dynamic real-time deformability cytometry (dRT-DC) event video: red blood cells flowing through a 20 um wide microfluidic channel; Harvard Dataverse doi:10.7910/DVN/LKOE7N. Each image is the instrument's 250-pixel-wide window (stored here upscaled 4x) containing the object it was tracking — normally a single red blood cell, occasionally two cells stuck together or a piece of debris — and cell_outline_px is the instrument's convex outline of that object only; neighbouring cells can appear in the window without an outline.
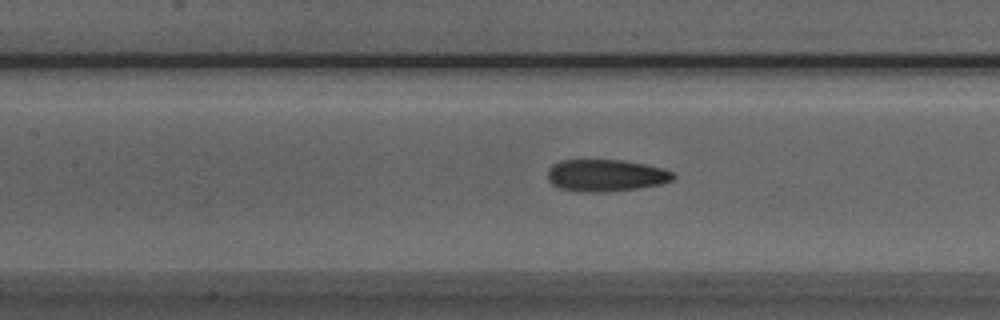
{"species": "Egyptian fruit bat (a non-hibernating species)", "species_latin": "Rousettus aegyptiacus", "temperature_condition": "room temperature", "stored_images_in_passage": 51, "camera_frame_rate_fps": 3000, "um_per_image_px": 0.085, "animal": {"sex": "male"}, "frame": {"image": 1, "passage_image": 22, "time_ms": 7.0, "image_size_px": [1000, 320], "cell_outline_px": [[676, 176], [672, 180], [660, 184], [636, 188], [604, 192], [580, 192], [560, 188], [552, 184], [548, 180], [548, 168], [552, 164], [560, 160], [620, 160], [644, 164], [660, 168], [672, 172]], "centroid_in_image_um": [51.44, 14.91], "position_along_channel_um": 156.0, "area_um2": 23.29}}
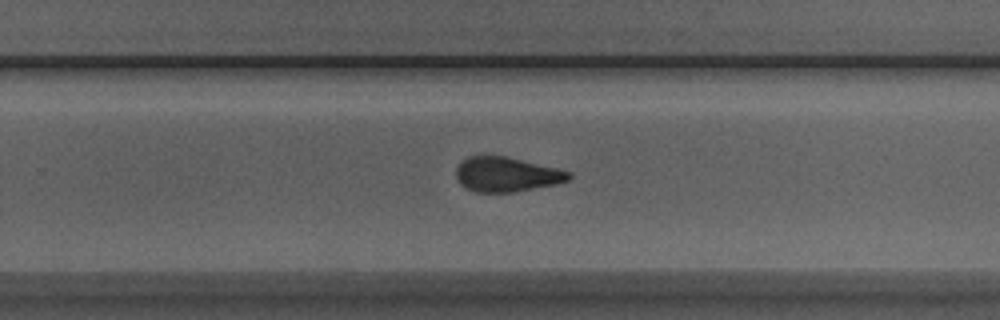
{"frame": {"image": 2, "passage_image": 32, "time_ms": 10.333, "image_size_px": [1000, 320], "cell_outline_px": [[572, 176], [568, 180], [556, 184], [512, 192], [476, 192], [460, 184], [456, 180], [456, 168], [460, 160], [468, 156], [504, 156], [556, 168], [572, 172]], "centroid_in_image_um": [43.02, 14.82], "position_along_channel_um": 286.8, "area_um2": 22.66}}
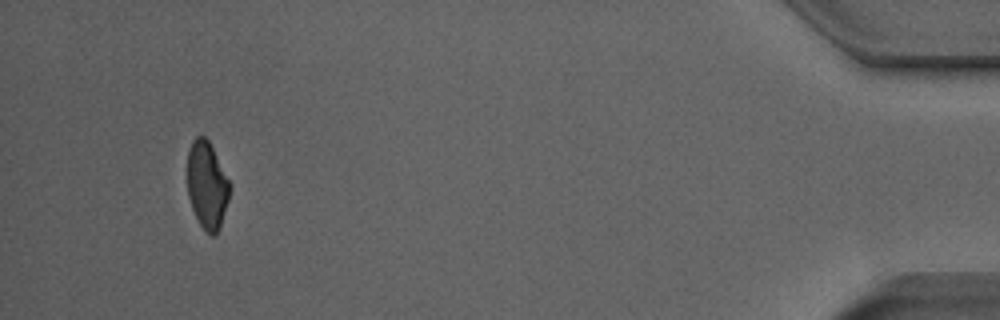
{"frame": {"image": 3, "passage_image": 48, "time_ms": 15.667, "image_size_px": [1000, 320], "cell_outline_px": [[232, 184], [228, 200], [220, 228], [216, 236], [212, 236], [200, 224], [192, 208], [188, 196], [188, 148], [192, 140], [196, 136], [204, 136], [208, 140]], "centroid_in_image_um": [17.61, 15.73], "position_along_channel_um": 417.6, "area_um2": 21.62}, "authors_computed_cell_mechanics": {"area_um2": 23.2934, "velocity_mm_per_s": 3.9418, "shape_relaxation_time_tau1_ms": 8.4445, "shape_relaxation_time_tau2_ms": 2.2155, "deformation_change_tau1": 0.1732, "deformation_change_tau2": 0.0973}}